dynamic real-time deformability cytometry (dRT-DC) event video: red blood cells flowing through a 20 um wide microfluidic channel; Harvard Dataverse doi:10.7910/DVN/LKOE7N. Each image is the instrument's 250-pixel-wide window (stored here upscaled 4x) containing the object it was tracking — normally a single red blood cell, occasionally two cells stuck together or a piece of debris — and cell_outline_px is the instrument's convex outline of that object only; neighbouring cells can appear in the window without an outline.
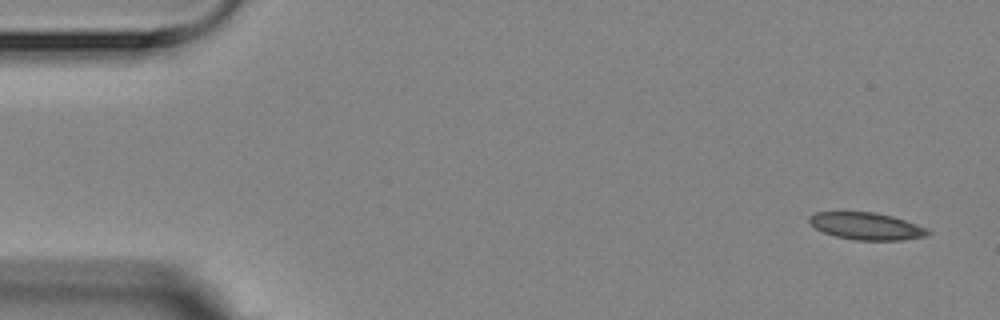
{"species": "Egyptian fruit bat (a non-hibernating species)", "species_latin": "Rousettus aegyptiacus", "temperature_condition": "room temperature", "stored_images_in_passage": 6, "camera_frame_rate_fps": 3000, "um_per_image_px": 0.085, "animal": {"sex": "female"}, "frame": {"image": 1, "passage_image": 1, "time_ms": 0.0, "image_size_px": [1000, 320], "cell_outline_px": [[932, 232], [928, 236], [900, 240], [856, 240], [836, 236], [824, 232], [808, 224], [808, 216], [816, 212], [876, 212], [892, 216], [928, 228]], "centroid_in_image_um": [73.65, 19.22], "position_along_channel_um": 11.4, "area_um2": 18.84}}